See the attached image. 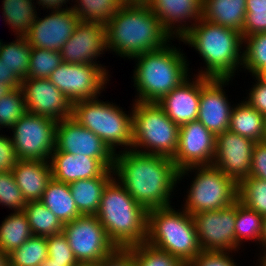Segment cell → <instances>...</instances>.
<instances>
[{
  "instance_id": "6da1fadb",
  "label": "cell",
  "mask_w": 266,
  "mask_h": 266,
  "mask_svg": "<svg viewBox=\"0 0 266 266\" xmlns=\"http://www.w3.org/2000/svg\"><path fill=\"white\" fill-rule=\"evenodd\" d=\"M118 153L113 174L128 194L147 211L171 206L170 196L177 187L179 173L172 158L133 149Z\"/></svg>"
},
{
  "instance_id": "7a4b0ae2",
  "label": "cell",
  "mask_w": 266,
  "mask_h": 266,
  "mask_svg": "<svg viewBox=\"0 0 266 266\" xmlns=\"http://www.w3.org/2000/svg\"><path fill=\"white\" fill-rule=\"evenodd\" d=\"M105 26L107 50L123 58L164 48L173 40L146 4H124Z\"/></svg>"
},
{
  "instance_id": "3957f363",
  "label": "cell",
  "mask_w": 266,
  "mask_h": 266,
  "mask_svg": "<svg viewBox=\"0 0 266 266\" xmlns=\"http://www.w3.org/2000/svg\"><path fill=\"white\" fill-rule=\"evenodd\" d=\"M179 41L194 47L205 63L198 75L209 78H232L243 63L242 33L201 18ZM242 47V48H241Z\"/></svg>"
},
{
  "instance_id": "277c9868",
  "label": "cell",
  "mask_w": 266,
  "mask_h": 266,
  "mask_svg": "<svg viewBox=\"0 0 266 266\" xmlns=\"http://www.w3.org/2000/svg\"><path fill=\"white\" fill-rule=\"evenodd\" d=\"M96 216L116 247L129 248L147 240L148 211L115 178L104 188Z\"/></svg>"
},
{
  "instance_id": "5b68a950",
  "label": "cell",
  "mask_w": 266,
  "mask_h": 266,
  "mask_svg": "<svg viewBox=\"0 0 266 266\" xmlns=\"http://www.w3.org/2000/svg\"><path fill=\"white\" fill-rule=\"evenodd\" d=\"M134 58L137 63L132 78L138 92L134 101L157 103L191 77L185 54L174 45L167 44L164 48L137 55L132 60Z\"/></svg>"
},
{
  "instance_id": "8992f818",
  "label": "cell",
  "mask_w": 266,
  "mask_h": 266,
  "mask_svg": "<svg viewBox=\"0 0 266 266\" xmlns=\"http://www.w3.org/2000/svg\"><path fill=\"white\" fill-rule=\"evenodd\" d=\"M146 242L188 265L202 250L191 214L172 206L148 210Z\"/></svg>"
},
{
  "instance_id": "52a82bcc",
  "label": "cell",
  "mask_w": 266,
  "mask_h": 266,
  "mask_svg": "<svg viewBox=\"0 0 266 266\" xmlns=\"http://www.w3.org/2000/svg\"><path fill=\"white\" fill-rule=\"evenodd\" d=\"M132 107L131 149L173 158L178 146L179 126L157 103L135 101Z\"/></svg>"
},
{
  "instance_id": "ba28073f",
  "label": "cell",
  "mask_w": 266,
  "mask_h": 266,
  "mask_svg": "<svg viewBox=\"0 0 266 266\" xmlns=\"http://www.w3.org/2000/svg\"><path fill=\"white\" fill-rule=\"evenodd\" d=\"M72 117L99 136L116 153V147L129 150L133 145L132 112L126 114L114 103L95 99L75 102Z\"/></svg>"
},
{
  "instance_id": "9c48e42d",
  "label": "cell",
  "mask_w": 266,
  "mask_h": 266,
  "mask_svg": "<svg viewBox=\"0 0 266 266\" xmlns=\"http://www.w3.org/2000/svg\"><path fill=\"white\" fill-rule=\"evenodd\" d=\"M197 170L182 207L189 214L224 209L238 200V183L214 166H193L178 173V183L190 172Z\"/></svg>"
},
{
  "instance_id": "30bf717a",
  "label": "cell",
  "mask_w": 266,
  "mask_h": 266,
  "mask_svg": "<svg viewBox=\"0 0 266 266\" xmlns=\"http://www.w3.org/2000/svg\"><path fill=\"white\" fill-rule=\"evenodd\" d=\"M55 119L26 112L10 129L15 153L21 160L49 161L55 150Z\"/></svg>"
},
{
  "instance_id": "8fae6325",
  "label": "cell",
  "mask_w": 266,
  "mask_h": 266,
  "mask_svg": "<svg viewBox=\"0 0 266 266\" xmlns=\"http://www.w3.org/2000/svg\"><path fill=\"white\" fill-rule=\"evenodd\" d=\"M63 233L79 264L96 265L116 248L96 215H80L65 223Z\"/></svg>"
},
{
  "instance_id": "7c38bea8",
  "label": "cell",
  "mask_w": 266,
  "mask_h": 266,
  "mask_svg": "<svg viewBox=\"0 0 266 266\" xmlns=\"http://www.w3.org/2000/svg\"><path fill=\"white\" fill-rule=\"evenodd\" d=\"M107 74L96 64L62 62L48 78L73 105L81 100L95 99L109 81ZM102 90V91H101ZM99 94V95H98Z\"/></svg>"
},
{
  "instance_id": "4fadbf2b",
  "label": "cell",
  "mask_w": 266,
  "mask_h": 266,
  "mask_svg": "<svg viewBox=\"0 0 266 266\" xmlns=\"http://www.w3.org/2000/svg\"><path fill=\"white\" fill-rule=\"evenodd\" d=\"M54 151L98 158L109 169H113L115 153L99 136L72 116L57 122Z\"/></svg>"
},
{
  "instance_id": "5bb4252c",
  "label": "cell",
  "mask_w": 266,
  "mask_h": 266,
  "mask_svg": "<svg viewBox=\"0 0 266 266\" xmlns=\"http://www.w3.org/2000/svg\"><path fill=\"white\" fill-rule=\"evenodd\" d=\"M201 250L236 251V202L224 209L192 215Z\"/></svg>"
},
{
  "instance_id": "9a60e30c",
  "label": "cell",
  "mask_w": 266,
  "mask_h": 266,
  "mask_svg": "<svg viewBox=\"0 0 266 266\" xmlns=\"http://www.w3.org/2000/svg\"><path fill=\"white\" fill-rule=\"evenodd\" d=\"M216 151V136L198 120L179 126L178 146L172 158L181 171L193 166H210Z\"/></svg>"
},
{
  "instance_id": "2e32d148",
  "label": "cell",
  "mask_w": 266,
  "mask_h": 266,
  "mask_svg": "<svg viewBox=\"0 0 266 266\" xmlns=\"http://www.w3.org/2000/svg\"><path fill=\"white\" fill-rule=\"evenodd\" d=\"M255 141L230 130L216 136V151L212 166L237 183L249 177Z\"/></svg>"
},
{
  "instance_id": "e0dca14e",
  "label": "cell",
  "mask_w": 266,
  "mask_h": 266,
  "mask_svg": "<svg viewBox=\"0 0 266 266\" xmlns=\"http://www.w3.org/2000/svg\"><path fill=\"white\" fill-rule=\"evenodd\" d=\"M104 51H108L105 24L79 21L73 34L61 48L60 55L63 62L96 64L108 74L105 66L102 67L96 61Z\"/></svg>"
},
{
  "instance_id": "ac0fdd59",
  "label": "cell",
  "mask_w": 266,
  "mask_h": 266,
  "mask_svg": "<svg viewBox=\"0 0 266 266\" xmlns=\"http://www.w3.org/2000/svg\"><path fill=\"white\" fill-rule=\"evenodd\" d=\"M231 78H209L201 76V95L198 121L215 136L229 130L232 108L224 85Z\"/></svg>"
},
{
  "instance_id": "d6986e66",
  "label": "cell",
  "mask_w": 266,
  "mask_h": 266,
  "mask_svg": "<svg viewBox=\"0 0 266 266\" xmlns=\"http://www.w3.org/2000/svg\"><path fill=\"white\" fill-rule=\"evenodd\" d=\"M21 88L28 113L47 116L56 121L72 116L73 105L49 79L25 78Z\"/></svg>"
},
{
  "instance_id": "ffe728a7",
  "label": "cell",
  "mask_w": 266,
  "mask_h": 266,
  "mask_svg": "<svg viewBox=\"0 0 266 266\" xmlns=\"http://www.w3.org/2000/svg\"><path fill=\"white\" fill-rule=\"evenodd\" d=\"M79 21L72 8L55 10L44 18L37 17L25 38L31 47L60 51Z\"/></svg>"
},
{
  "instance_id": "44dd1931",
  "label": "cell",
  "mask_w": 266,
  "mask_h": 266,
  "mask_svg": "<svg viewBox=\"0 0 266 266\" xmlns=\"http://www.w3.org/2000/svg\"><path fill=\"white\" fill-rule=\"evenodd\" d=\"M146 5L173 38H181L202 18L203 0H148ZM187 20L194 22L189 26Z\"/></svg>"
},
{
  "instance_id": "7402d4cb",
  "label": "cell",
  "mask_w": 266,
  "mask_h": 266,
  "mask_svg": "<svg viewBox=\"0 0 266 266\" xmlns=\"http://www.w3.org/2000/svg\"><path fill=\"white\" fill-rule=\"evenodd\" d=\"M49 162L52 179L62 183L69 184L77 180L114 175L113 169H109L98 158L80 154L73 155L62 151H53Z\"/></svg>"
},
{
  "instance_id": "603a6c76",
  "label": "cell",
  "mask_w": 266,
  "mask_h": 266,
  "mask_svg": "<svg viewBox=\"0 0 266 266\" xmlns=\"http://www.w3.org/2000/svg\"><path fill=\"white\" fill-rule=\"evenodd\" d=\"M197 76V77H196ZM188 77L178 87L164 96L157 104L178 126L196 121L201 95V76Z\"/></svg>"
},
{
  "instance_id": "cb8c5ba5",
  "label": "cell",
  "mask_w": 266,
  "mask_h": 266,
  "mask_svg": "<svg viewBox=\"0 0 266 266\" xmlns=\"http://www.w3.org/2000/svg\"><path fill=\"white\" fill-rule=\"evenodd\" d=\"M12 173L26 202L41 200L52 179L50 162L44 160L18 159Z\"/></svg>"
},
{
  "instance_id": "d4e9b609",
  "label": "cell",
  "mask_w": 266,
  "mask_h": 266,
  "mask_svg": "<svg viewBox=\"0 0 266 266\" xmlns=\"http://www.w3.org/2000/svg\"><path fill=\"white\" fill-rule=\"evenodd\" d=\"M246 0H203L202 18L242 33Z\"/></svg>"
},
{
  "instance_id": "484cf974",
  "label": "cell",
  "mask_w": 266,
  "mask_h": 266,
  "mask_svg": "<svg viewBox=\"0 0 266 266\" xmlns=\"http://www.w3.org/2000/svg\"><path fill=\"white\" fill-rule=\"evenodd\" d=\"M113 178V176H99L68 184L81 215H96L103 190Z\"/></svg>"
},
{
  "instance_id": "4316f807",
  "label": "cell",
  "mask_w": 266,
  "mask_h": 266,
  "mask_svg": "<svg viewBox=\"0 0 266 266\" xmlns=\"http://www.w3.org/2000/svg\"><path fill=\"white\" fill-rule=\"evenodd\" d=\"M40 201L63 224L73 221L81 215L67 183L51 179Z\"/></svg>"
},
{
  "instance_id": "83f0119b",
  "label": "cell",
  "mask_w": 266,
  "mask_h": 266,
  "mask_svg": "<svg viewBox=\"0 0 266 266\" xmlns=\"http://www.w3.org/2000/svg\"><path fill=\"white\" fill-rule=\"evenodd\" d=\"M265 116L246 101L233 106L229 130L255 142L263 141Z\"/></svg>"
},
{
  "instance_id": "f1b7e54d",
  "label": "cell",
  "mask_w": 266,
  "mask_h": 266,
  "mask_svg": "<svg viewBox=\"0 0 266 266\" xmlns=\"http://www.w3.org/2000/svg\"><path fill=\"white\" fill-rule=\"evenodd\" d=\"M31 236L32 232L24 211L13 212L0 225V249L9 254Z\"/></svg>"
},
{
  "instance_id": "f546056e",
  "label": "cell",
  "mask_w": 266,
  "mask_h": 266,
  "mask_svg": "<svg viewBox=\"0 0 266 266\" xmlns=\"http://www.w3.org/2000/svg\"><path fill=\"white\" fill-rule=\"evenodd\" d=\"M2 14L18 37H25L35 20L37 11L33 0H3Z\"/></svg>"
},
{
  "instance_id": "4dcf8cb0",
  "label": "cell",
  "mask_w": 266,
  "mask_h": 266,
  "mask_svg": "<svg viewBox=\"0 0 266 266\" xmlns=\"http://www.w3.org/2000/svg\"><path fill=\"white\" fill-rule=\"evenodd\" d=\"M34 236H50L63 232L64 224L40 201H28L23 209Z\"/></svg>"
},
{
  "instance_id": "1f68e13d",
  "label": "cell",
  "mask_w": 266,
  "mask_h": 266,
  "mask_svg": "<svg viewBox=\"0 0 266 266\" xmlns=\"http://www.w3.org/2000/svg\"><path fill=\"white\" fill-rule=\"evenodd\" d=\"M264 217L241 201H236L235 240L236 251L240 250L243 241L255 240L260 244L263 231Z\"/></svg>"
},
{
  "instance_id": "d6a6232c",
  "label": "cell",
  "mask_w": 266,
  "mask_h": 266,
  "mask_svg": "<svg viewBox=\"0 0 266 266\" xmlns=\"http://www.w3.org/2000/svg\"><path fill=\"white\" fill-rule=\"evenodd\" d=\"M71 8L80 21L107 24L124 3L121 0H76Z\"/></svg>"
},
{
  "instance_id": "836d02e7",
  "label": "cell",
  "mask_w": 266,
  "mask_h": 266,
  "mask_svg": "<svg viewBox=\"0 0 266 266\" xmlns=\"http://www.w3.org/2000/svg\"><path fill=\"white\" fill-rule=\"evenodd\" d=\"M32 47L25 37L10 43H1L0 61H3L21 80L27 78Z\"/></svg>"
},
{
  "instance_id": "e575fe53",
  "label": "cell",
  "mask_w": 266,
  "mask_h": 266,
  "mask_svg": "<svg viewBox=\"0 0 266 266\" xmlns=\"http://www.w3.org/2000/svg\"><path fill=\"white\" fill-rule=\"evenodd\" d=\"M8 255L10 266H39L48 258L47 237L32 235Z\"/></svg>"
},
{
  "instance_id": "d590c367",
  "label": "cell",
  "mask_w": 266,
  "mask_h": 266,
  "mask_svg": "<svg viewBox=\"0 0 266 266\" xmlns=\"http://www.w3.org/2000/svg\"><path fill=\"white\" fill-rule=\"evenodd\" d=\"M243 67L257 76L266 68V33H257L244 38Z\"/></svg>"
},
{
  "instance_id": "8d00e7d4",
  "label": "cell",
  "mask_w": 266,
  "mask_h": 266,
  "mask_svg": "<svg viewBox=\"0 0 266 266\" xmlns=\"http://www.w3.org/2000/svg\"><path fill=\"white\" fill-rule=\"evenodd\" d=\"M238 200L248 208L266 216V181L246 177L238 183Z\"/></svg>"
},
{
  "instance_id": "74e56055",
  "label": "cell",
  "mask_w": 266,
  "mask_h": 266,
  "mask_svg": "<svg viewBox=\"0 0 266 266\" xmlns=\"http://www.w3.org/2000/svg\"><path fill=\"white\" fill-rule=\"evenodd\" d=\"M26 112L22 88L12 89L0 98V129H10Z\"/></svg>"
},
{
  "instance_id": "f35d334b",
  "label": "cell",
  "mask_w": 266,
  "mask_h": 266,
  "mask_svg": "<svg viewBox=\"0 0 266 266\" xmlns=\"http://www.w3.org/2000/svg\"><path fill=\"white\" fill-rule=\"evenodd\" d=\"M62 62L60 51L32 47L27 78L48 79Z\"/></svg>"
},
{
  "instance_id": "ab89813d",
  "label": "cell",
  "mask_w": 266,
  "mask_h": 266,
  "mask_svg": "<svg viewBox=\"0 0 266 266\" xmlns=\"http://www.w3.org/2000/svg\"><path fill=\"white\" fill-rule=\"evenodd\" d=\"M137 266H187L168 252L159 250L147 242L129 247Z\"/></svg>"
},
{
  "instance_id": "60d3db41",
  "label": "cell",
  "mask_w": 266,
  "mask_h": 266,
  "mask_svg": "<svg viewBox=\"0 0 266 266\" xmlns=\"http://www.w3.org/2000/svg\"><path fill=\"white\" fill-rule=\"evenodd\" d=\"M26 203L12 171L0 172V204L19 212L23 211Z\"/></svg>"
},
{
  "instance_id": "b9f144b4",
  "label": "cell",
  "mask_w": 266,
  "mask_h": 266,
  "mask_svg": "<svg viewBox=\"0 0 266 266\" xmlns=\"http://www.w3.org/2000/svg\"><path fill=\"white\" fill-rule=\"evenodd\" d=\"M48 257L58 263H78L63 232L47 236Z\"/></svg>"
},
{
  "instance_id": "7bdbcfd3",
  "label": "cell",
  "mask_w": 266,
  "mask_h": 266,
  "mask_svg": "<svg viewBox=\"0 0 266 266\" xmlns=\"http://www.w3.org/2000/svg\"><path fill=\"white\" fill-rule=\"evenodd\" d=\"M229 251L202 250L187 266H237Z\"/></svg>"
},
{
  "instance_id": "ee69618b",
  "label": "cell",
  "mask_w": 266,
  "mask_h": 266,
  "mask_svg": "<svg viewBox=\"0 0 266 266\" xmlns=\"http://www.w3.org/2000/svg\"><path fill=\"white\" fill-rule=\"evenodd\" d=\"M257 33H266V9L246 11L242 27L243 39Z\"/></svg>"
},
{
  "instance_id": "f6af8a7d",
  "label": "cell",
  "mask_w": 266,
  "mask_h": 266,
  "mask_svg": "<svg viewBox=\"0 0 266 266\" xmlns=\"http://www.w3.org/2000/svg\"><path fill=\"white\" fill-rule=\"evenodd\" d=\"M249 177L266 181V142H256L253 148Z\"/></svg>"
},
{
  "instance_id": "bcb514c9",
  "label": "cell",
  "mask_w": 266,
  "mask_h": 266,
  "mask_svg": "<svg viewBox=\"0 0 266 266\" xmlns=\"http://www.w3.org/2000/svg\"><path fill=\"white\" fill-rule=\"evenodd\" d=\"M96 266H137L130 248L116 247L109 255L101 259Z\"/></svg>"
},
{
  "instance_id": "7dc6e473",
  "label": "cell",
  "mask_w": 266,
  "mask_h": 266,
  "mask_svg": "<svg viewBox=\"0 0 266 266\" xmlns=\"http://www.w3.org/2000/svg\"><path fill=\"white\" fill-rule=\"evenodd\" d=\"M18 158L11 137L0 135V172L12 171Z\"/></svg>"
},
{
  "instance_id": "c3c4849f",
  "label": "cell",
  "mask_w": 266,
  "mask_h": 266,
  "mask_svg": "<svg viewBox=\"0 0 266 266\" xmlns=\"http://www.w3.org/2000/svg\"><path fill=\"white\" fill-rule=\"evenodd\" d=\"M255 78V81H257L250 89V93H248L249 97L245 100L251 107L256 109L263 116H266V83L257 76H255Z\"/></svg>"
},
{
  "instance_id": "681fc988",
  "label": "cell",
  "mask_w": 266,
  "mask_h": 266,
  "mask_svg": "<svg viewBox=\"0 0 266 266\" xmlns=\"http://www.w3.org/2000/svg\"><path fill=\"white\" fill-rule=\"evenodd\" d=\"M0 84L11 89L19 88L22 84V80L3 61H0Z\"/></svg>"
},
{
  "instance_id": "f907efd6",
  "label": "cell",
  "mask_w": 266,
  "mask_h": 266,
  "mask_svg": "<svg viewBox=\"0 0 266 266\" xmlns=\"http://www.w3.org/2000/svg\"><path fill=\"white\" fill-rule=\"evenodd\" d=\"M66 2L68 3L69 0H36L39 6L42 5L43 8H49L51 11L70 9V7L62 8V6H64L63 4H66Z\"/></svg>"
},
{
  "instance_id": "816d5d0a",
  "label": "cell",
  "mask_w": 266,
  "mask_h": 266,
  "mask_svg": "<svg viewBox=\"0 0 266 266\" xmlns=\"http://www.w3.org/2000/svg\"><path fill=\"white\" fill-rule=\"evenodd\" d=\"M266 9V0H246V11Z\"/></svg>"
},
{
  "instance_id": "f5cc1de1",
  "label": "cell",
  "mask_w": 266,
  "mask_h": 266,
  "mask_svg": "<svg viewBox=\"0 0 266 266\" xmlns=\"http://www.w3.org/2000/svg\"><path fill=\"white\" fill-rule=\"evenodd\" d=\"M79 263H58L54 262L51 258H47L43 263L39 266H78Z\"/></svg>"
},
{
  "instance_id": "db71d44e",
  "label": "cell",
  "mask_w": 266,
  "mask_h": 266,
  "mask_svg": "<svg viewBox=\"0 0 266 266\" xmlns=\"http://www.w3.org/2000/svg\"><path fill=\"white\" fill-rule=\"evenodd\" d=\"M0 266H10L9 255L0 249Z\"/></svg>"
},
{
  "instance_id": "11a10c76",
  "label": "cell",
  "mask_w": 266,
  "mask_h": 266,
  "mask_svg": "<svg viewBox=\"0 0 266 266\" xmlns=\"http://www.w3.org/2000/svg\"><path fill=\"white\" fill-rule=\"evenodd\" d=\"M260 245L262 246V250L264 247L263 251H266V216L264 217L263 231H262Z\"/></svg>"
},
{
  "instance_id": "9f6ffc18",
  "label": "cell",
  "mask_w": 266,
  "mask_h": 266,
  "mask_svg": "<svg viewBox=\"0 0 266 266\" xmlns=\"http://www.w3.org/2000/svg\"><path fill=\"white\" fill-rule=\"evenodd\" d=\"M124 4H146L148 0H121Z\"/></svg>"
},
{
  "instance_id": "6f0895ef",
  "label": "cell",
  "mask_w": 266,
  "mask_h": 266,
  "mask_svg": "<svg viewBox=\"0 0 266 266\" xmlns=\"http://www.w3.org/2000/svg\"><path fill=\"white\" fill-rule=\"evenodd\" d=\"M12 89L9 86L0 84V98L5 94L9 93Z\"/></svg>"
},
{
  "instance_id": "680465c9",
  "label": "cell",
  "mask_w": 266,
  "mask_h": 266,
  "mask_svg": "<svg viewBox=\"0 0 266 266\" xmlns=\"http://www.w3.org/2000/svg\"><path fill=\"white\" fill-rule=\"evenodd\" d=\"M257 77L261 79L264 83H266V68L262 70Z\"/></svg>"
},
{
  "instance_id": "91938a15",
  "label": "cell",
  "mask_w": 266,
  "mask_h": 266,
  "mask_svg": "<svg viewBox=\"0 0 266 266\" xmlns=\"http://www.w3.org/2000/svg\"><path fill=\"white\" fill-rule=\"evenodd\" d=\"M263 256L259 259V263L260 265L259 266H266V251L263 252Z\"/></svg>"
},
{
  "instance_id": "94428289",
  "label": "cell",
  "mask_w": 266,
  "mask_h": 266,
  "mask_svg": "<svg viewBox=\"0 0 266 266\" xmlns=\"http://www.w3.org/2000/svg\"><path fill=\"white\" fill-rule=\"evenodd\" d=\"M263 141L266 142V116H265V126H264V137H263Z\"/></svg>"
},
{
  "instance_id": "6125c7cd",
  "label": "cell",
  "mask_w": 266,
  "mask_h": 266,
  "mask_svg": "<svg viewBox=\"0 0 266 266\" xmlns=\"http://www.w3.org/2000/svg\"><path fill=\"white\" fill-rule=\"evenodd\" d=\"M78 266H96V265H83V264H80Z\"/></svg>"
}]
</instances>
